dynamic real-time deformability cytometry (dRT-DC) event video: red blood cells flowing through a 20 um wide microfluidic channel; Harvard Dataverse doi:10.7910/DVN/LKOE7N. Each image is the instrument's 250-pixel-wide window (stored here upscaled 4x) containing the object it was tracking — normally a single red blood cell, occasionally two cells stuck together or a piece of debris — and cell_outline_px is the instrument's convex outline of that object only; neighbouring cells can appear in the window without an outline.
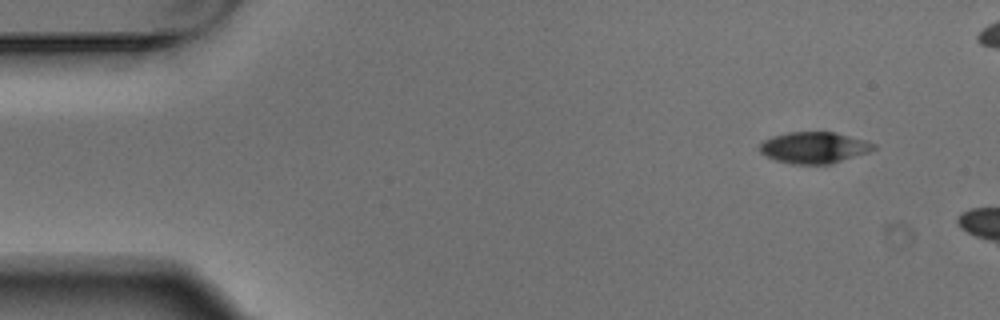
{"species": "Egyptian fruit bat (a non-hibernating species)", "species_latin": "Rousettus aegyptiacus", "temperature_condition": "warm", "stored_images_in_passage": 3, "camera_frame_rate_fps": 3000, "um_per_image_px": 0.085, "animal": {"sex": "male"}, "frame": {"image": 1, "passage_image": 1, "time_ms": 0.0, "image_size_px": [1000, 320], "cell_outline_px": [[876, 148], [868, 152], [832, 164], [792, 164], [776, 160], [764, 156], [760, 152], [760, 144], [764, 140], [772, 136], [788, 132], [832, 132], [848, 136], [876, 144]], "centroid_in_image_um": [69.16, 12.56], "position_along_channel_um": 15.8, "area_um2": 20.69}}